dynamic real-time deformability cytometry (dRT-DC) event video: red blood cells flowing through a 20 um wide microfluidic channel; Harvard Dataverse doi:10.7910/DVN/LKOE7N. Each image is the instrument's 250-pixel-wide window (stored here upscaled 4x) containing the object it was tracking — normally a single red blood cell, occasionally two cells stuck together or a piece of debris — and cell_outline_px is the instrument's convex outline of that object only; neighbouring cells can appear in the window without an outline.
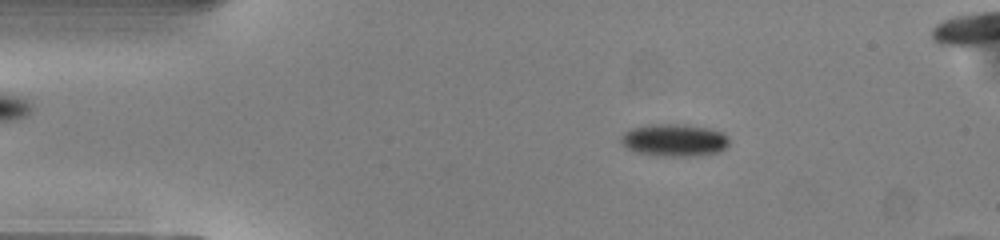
{"species": "common noctule bat (a hibernating species)", "species_latin": "Nyctalus noctula", "temperature_condition": "warm", "stored_images_in_passage": 48, "camera_frame_rate_fps": 3000, "um_per_image_px": 0.085, "animal": {"sex": "male", "body_mass_g": 13.0, "forearm_length_mm": 53.1}, "frame": {"image": 1, "passage_image": 8, "time_ms": 2.333, "image_size_px": [1000, 240], "cell_outline_px": [[728, 144], [720, 152], [688, 156], [672, 156], [636, 152], [628, 148], [620, 140], [620, 136], [628, 128], [648, 124], [684, 124], [708, 128], [724, 132], [728, 136]], "centroid_in_image_um": [57.31, 11.88], "position_along_channel_um": 27.7, "area_um2": 20.4}}
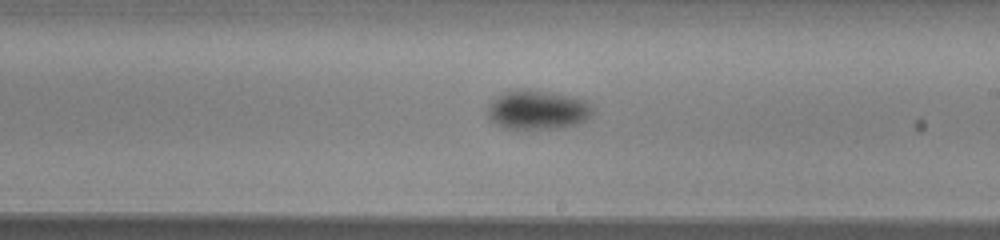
{"frame": {"image": 2, "passage_image": 28, "time_ms": 9.0, "image_size_px": [1000, 240], "cell_outline_px": [[592, 112], [584, 120], [576, 124], [552, 128], [504, 128], [496, 124], [488, 116], [488, 104], [496, 96], [504, 92], [516, 88], [524, 88], [572, 96], [588, 100], [592, 108]], "centroid_in_image_um": [45.65, 9.3], "position_along_channel_um": 243.3, "area_um2": 23.87}}
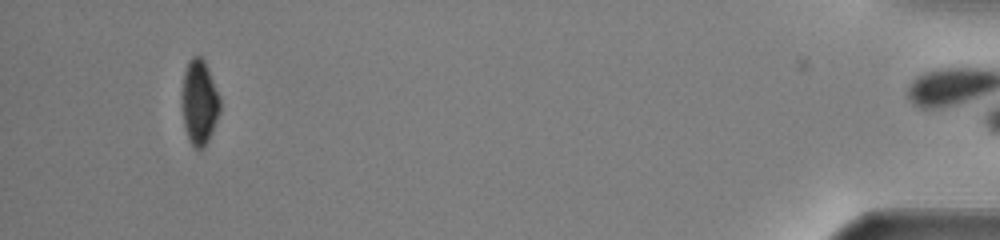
{"frame": {"image": 3, "passage_image": 47, "time_ms": 15.333, "image_size_px": [1000, 240], "cell_outline_px": [[220, 112], [208, 140], [200, 148], [196, 148], [188, 140], [184, 124], [180, 104], [180, 92], [184, 72], [188, 60], [192, 56], [200, 56], [204, 60], [208, 68], [220, 96]], "centroid_in_image_um": [16.91, 8.64], "position_along_channel_um": 418.3, "area_um2": 19.13}, "authors_computed_cell_mechanics": {"area_um2": 21.3282, "velocity_mm_per_s": 4.0493, "shape_relaxation_time_tau1_ms": 2.2695, "shape_relaxation_time_tau2_ms": null, "deformation_change_tau1": 0.077, "deformation_change_tau2": null}}